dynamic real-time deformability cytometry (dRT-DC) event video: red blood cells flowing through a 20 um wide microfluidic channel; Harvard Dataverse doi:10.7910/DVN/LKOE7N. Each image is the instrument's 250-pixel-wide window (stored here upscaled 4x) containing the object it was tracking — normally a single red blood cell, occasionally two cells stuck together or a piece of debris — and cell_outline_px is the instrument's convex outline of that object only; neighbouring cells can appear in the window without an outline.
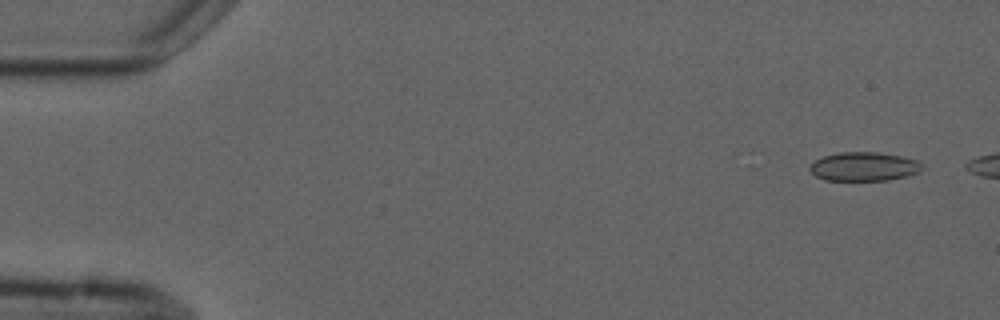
{"species": "common noctule bat (a hibernating species)", "species_latin": "Nyctalus noctula", "temperature_condition": "cold", "stored_images_in_passage": 8, "camera_frame_rate_fps": 3000, "um_per_image_px": 0.085, "animal": {"sex": "male", "forearm_length_mm": 52.5}, "frame": {"image": 1, "passage_image": 1, "time_ms": 0.0, "image_size_px": [1000, 320], "cell_outline_px": [[920, 172], [888, 180], [824, 180], [816, 176], [808, 168], [816, 160], [824, 156], [840, 152], [876, 152], [900, 156], [916, 160], [920, 164]], "centroid_in_image_um": [73.4, 14.16], "position_along_channel_um": 11.6, "area_um2": 18.55}}
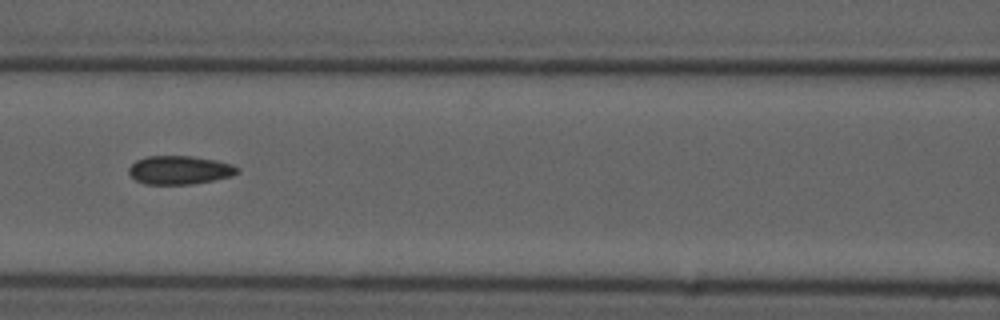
{"frame": {"image": 2, "passage_image": 7, "time_ms": 7.0, "image_size_px": [1000, 320], "cell_outline_px": [[240, 172], [232, 176], [212, 180], [188, 184], [144, 184], [136, 180], [128, 172], [128, 168], [136, 160], [148, 156], [192, 156], [216, 160], [232, 164], [240, 168]], "centroid_in_image_um": [15.28, 14.44], "position_along_channel_um": 151.3, "area_um2": 18.03}}
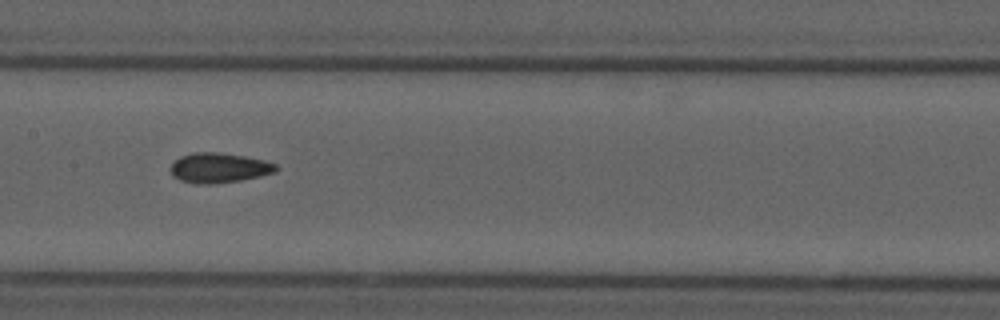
{"frame": {"image": 3, "passage_image": 8, "time_ms": 8.0, "image_size_px": [1000, 320], "cell_outline_px": [[280, 168], [276, 172], [260, 176], [240, 180], [208, 184], [196, 184], [180, 180], [172, 176], [172, 164], [180, 156], [196, 152], [220, 152], [244, 156], [264, 160], [276, 164]], "centroid_in_image_um": [18.64, 14.26], "position_along_channel_um": 188.8, "area_um2": 18.32}}